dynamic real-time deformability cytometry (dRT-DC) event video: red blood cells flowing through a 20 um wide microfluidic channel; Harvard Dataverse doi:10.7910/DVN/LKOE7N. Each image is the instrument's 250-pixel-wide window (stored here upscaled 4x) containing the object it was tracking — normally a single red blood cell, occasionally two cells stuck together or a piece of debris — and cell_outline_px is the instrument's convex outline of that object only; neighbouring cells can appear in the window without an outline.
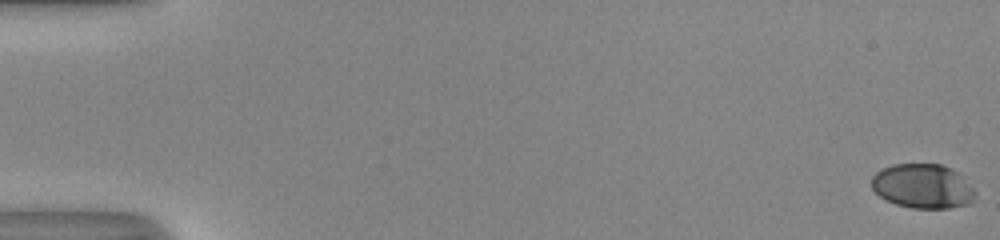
{"species": "human", "species_latin": "Homo sapiens", "temperature_condition": "room temperature", "stored_images_in_passage": 54, "camera_frame_rate_fps": 3000, "um_per_image_px": 0.085, "donor": {"sex": "male"}, "frame": {"image": 1, "passage_image": 1, "time_ms": 0.0, "image_size_px": [1000, 240], "cell_outline_px": [[976, 192], [972, 200], [968, 204], [948, 208], [912, 208], [896, 204], [884, 200], [872, 188], [872, 176], [876, 172], [892, 164], [940, 164], [956, 172]], "centroid_in_image_um": [78.39, 15.83], "position_along_channel_um": 6.6, "area_um2": 26.47}}
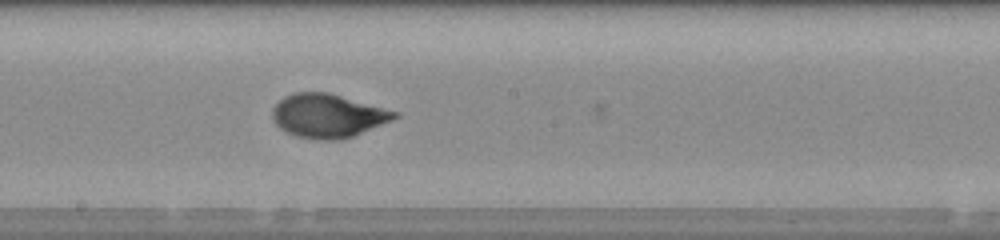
{"frame": {"image": 2, "passage_image": 31, "time_ms": 10.0, "image_size_px": [1000, 240], "cell_outline_px": [[400, 116], [392, 120], [352, 136], [340, 140], [316, 140], [296, 136], [280, 128], [272, 120], [272, 108], [284, 96], [296, 92], [328, 92], [400, 112]], "centroid_in_image_um": [27.86, 9.84], "position_along_channel_um": 220.3, "area_um2": 31.1}}
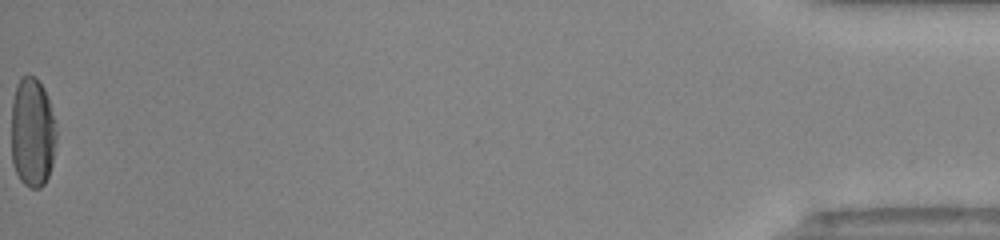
{"frame": {"image": 3, "passage_image": 54, "time_ms": 17.667, "image_size_px": [1000, 240], "cell_outline_px": [[56, 140], [52, 164], [48, 176], [44, 184], [40, 188], [28, 188], [20, 180], [12, 164], [12, 104], [16, 84], [20, 76], [28, 72], [36, 76], [44, 88], [48, 100], [56, 132]], "centroid_in_image_um": [2.73, 11.24], "position_along_channel_um": 432.5, "area_um2": 29.02}, "authors_computed_cell_mechanics": {"area_um2": 29.3335, "velocity_mm_per_s": 4.069, "shape_relaxation_time_tau1_ms": 3.9543, "shape_relaxation_time_tau2_ms": null, "deformation_change_tau1": 0.2082, "deformation_change_tau2": null}}